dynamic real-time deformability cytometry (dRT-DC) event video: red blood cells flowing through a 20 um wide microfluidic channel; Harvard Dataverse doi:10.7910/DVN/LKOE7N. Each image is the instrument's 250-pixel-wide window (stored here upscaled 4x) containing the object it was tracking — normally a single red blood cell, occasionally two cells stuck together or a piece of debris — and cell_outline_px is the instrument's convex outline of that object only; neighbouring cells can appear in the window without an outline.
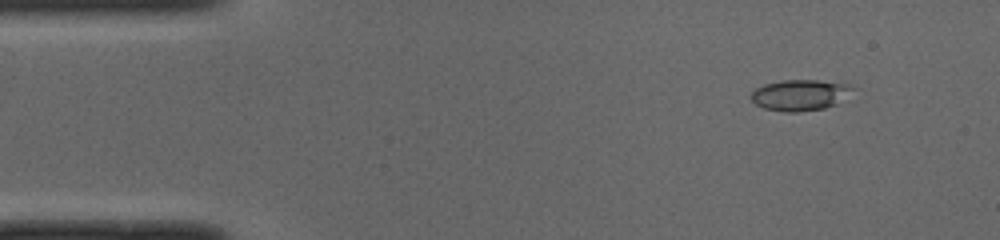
{"species": "common noctule bat (a hibernating species)", "species_latin": "Nyctalus noctula", "temperature_condition": "cold", "stored_images_in_passage": 10, "camera_frame_rate_fps": 3000, "um_per_image_px": 0.085, "animal": {"sex": "male", "body_mass_g": 19.0, "forearm_length_mm": 50.8}, "frame": {"image": 1, "passage_image": 1, "time_ms": 0.0, "image_size_px": [1000, 240], "cell_outline_px": [[856, 88], [836, 104], [824, 108], [796, 112], [784, 112], [764, 108], [756, 104], [748, 96], [756, 88], [764, 84], [784, 80], [816, 80], [848, 84]], "centroid_in_image_um": [67.97, 8.07], "position_along_channel_um": 17.0, "area_um2": 18.26}}